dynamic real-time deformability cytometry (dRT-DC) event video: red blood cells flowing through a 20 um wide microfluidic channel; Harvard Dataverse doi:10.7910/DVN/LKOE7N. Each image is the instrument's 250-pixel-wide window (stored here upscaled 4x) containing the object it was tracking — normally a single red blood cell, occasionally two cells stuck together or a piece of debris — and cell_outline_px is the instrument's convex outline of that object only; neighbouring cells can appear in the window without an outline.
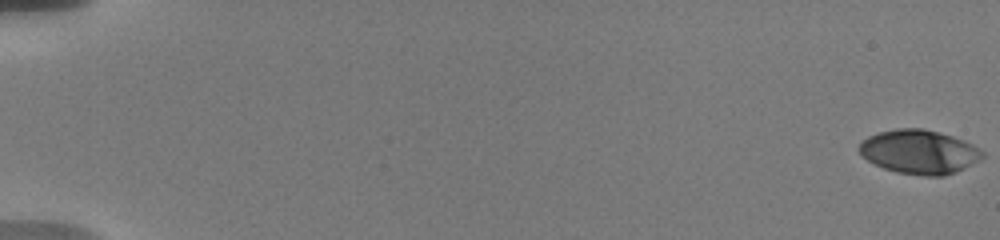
{"species": "human", "species_latin": "Homo sapiens", "temperature_condition": "warm", "stored_images_in_passage": 39, "camera_frame_rate_fps": 3000, "um_per_image_px": 0.085, "donor": {"sex": "male"}, "frame": {"image": 1, "passage_image": 1, "time_ms": 0.0, "image_size_px": [1000, 240], "cell_outline_px": [[984, 156], [980, 160], [956, 172], [944, 176], [924, 176], [896, 172], [884, 168], [860, 156], [860, 144], [868, 136], [880, 132], [896, 128], [920, 128], [952, 136], [964, 140], [972, 144], [984, 152]], "centroid_in_image_um": [78.15, 12.92], "position_along_channel_um": 6.8, "area_um2": 31.44}}
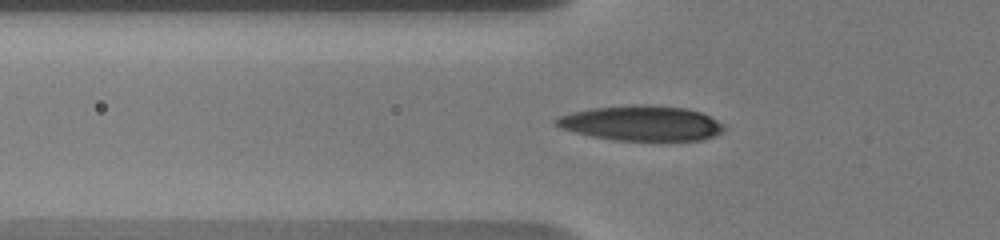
{"frame": {"image": 2, "passage_image": 32, "time_ms": 7.0, "image_size_px": [1000, 240], "cell_outline_px": [[728, 128], [724, 132], [716, 136], [704, 140], [612, 140], [592, 136], [560, 128], [552, 120], [560, 116], [572, 112], [592, 108], [632, 104], [644, 104], [688, 108], [700, 112], [724, 124]], "centroid_in_image_um": [54.57, 10.47], "position_along_channel_um": 71.2, "area_um2": 34.56}}
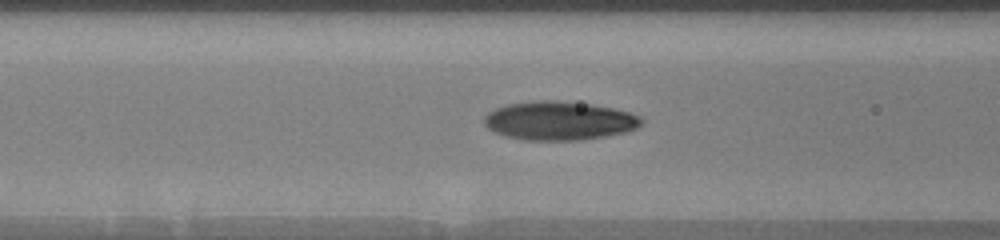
{"frame": {"image": 3, "passage_image": 39, "time_ms": 8.333, "image_size_px": [1000, 240], "cell_outline_px": [[644, 120], [636, 128], [624, 132], [604, 136], [580, 140], [524, 140], [504, 136], [488, 128], [484, 124], [484, 116], [488, 112], [496, 108], [508, 104], [540, 100], [552, 100], [592, 104], [612, 108], [628, 112], [640, 116]], "centroid_in_image_um": [47.51, 10.26], "position_along_channel_um": 119.1, "area_um2": 35.32}}